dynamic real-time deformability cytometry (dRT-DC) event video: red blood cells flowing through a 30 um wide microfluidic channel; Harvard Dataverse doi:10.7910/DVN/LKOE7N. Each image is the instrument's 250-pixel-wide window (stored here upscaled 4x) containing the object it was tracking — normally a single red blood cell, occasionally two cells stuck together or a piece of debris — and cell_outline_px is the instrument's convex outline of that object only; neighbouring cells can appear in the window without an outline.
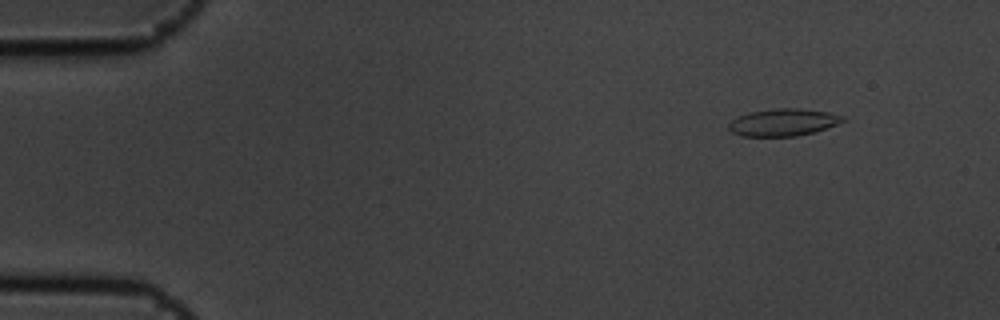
{"species": "common noctule bat (a hibernating species)", "species_latin": "Nyctalus noctula", "temperature_condition": "cold", "stored_images_in_passage": 5, "camera_frame_rate_fps": 3000, "um_per_image_px": 0.085, "animal": {"sex": "male", "body_mass_g": 19.5, "forearm_length_mm": 54.6}, "frame": {"image": 1, "passage_image": 2, "time_ms": 0.333, "image_size_px": [1000, 320], "cell_outline_px": [[844, 120], [836, 124], [816, 132], [796, 136], [740, 136], [732, 132], [728, 128], [728, 124], [736, 116], [748, 112], [772, 108], [800, 108], [828, 112], [844, 116]], "centroid_in_image_um": [66.53, 10.39], "position_along_channel_um": 18.5, "area_um2": 18.26}}